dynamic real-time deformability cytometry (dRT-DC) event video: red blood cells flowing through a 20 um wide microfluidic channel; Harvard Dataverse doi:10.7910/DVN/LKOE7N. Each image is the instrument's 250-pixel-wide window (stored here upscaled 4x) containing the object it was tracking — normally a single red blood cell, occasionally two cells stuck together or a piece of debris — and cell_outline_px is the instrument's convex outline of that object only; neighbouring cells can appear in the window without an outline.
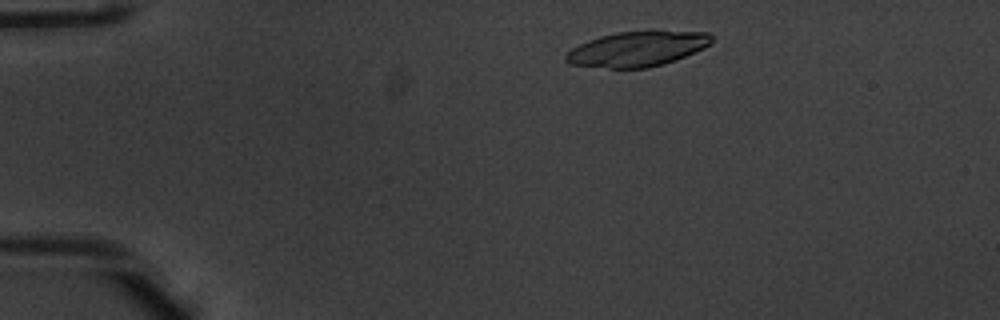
{"species": "common noctule bat (a hibernating species)", "species_latin": "Nyctalus noctula", "temperature_condition": "warm", "stored_images_in_passage": 46, "camera_frame_rate_fps": 3000, "um_per_image_px": 0.085, "animal": {"sex": "male", "body_mass_g": 20.1, "forearm_length_mm": 53.5}, "frame": {"image": 1, "passage_image": 4, "time_ms": 1.0, "image_size_px": [1000, 320], "cell_outline_px": [[712, 44], [704, 48], [684, 56], [648, 68], [608, 68], [572, 64], [564, 60], [564, 56], [572, 48], [588, 40], [600, 36], [616, 32], [648, 28], [652, 28], [708, 32], [712, 36]], "centroid_in_image_um": [54.22, 4.09], "position_along_channel_um": 30.8, "area_um2": 30.52}}